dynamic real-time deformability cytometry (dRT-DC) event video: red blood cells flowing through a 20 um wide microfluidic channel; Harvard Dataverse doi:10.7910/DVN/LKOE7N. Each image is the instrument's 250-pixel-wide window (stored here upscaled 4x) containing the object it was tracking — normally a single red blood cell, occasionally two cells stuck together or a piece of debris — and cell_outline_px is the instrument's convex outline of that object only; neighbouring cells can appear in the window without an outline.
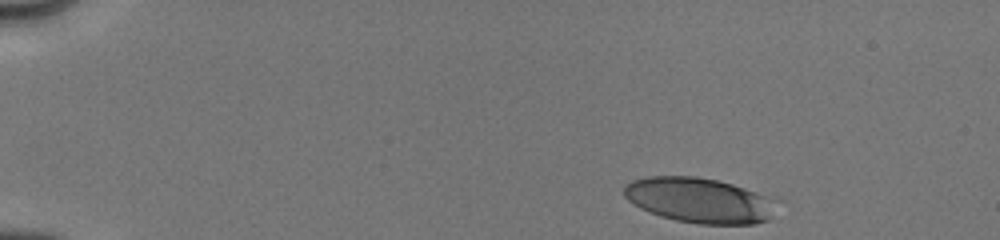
{"species": "human", "species_latin": "Homo sapiens", "temperature_condition": "cold", "stored_images_in_passage": 4, "camera_frame_rate_fps": 3000, "um_per_image_px": 0.085, "donor": {"sex": "male"}, "frame": {"image": 1, "passage_image": 1, "time_ms": 0.0, "image_size_px": [1000, 240], "cell_outline_px": [[768, 220], [756, 224], [700, 224], [676, 220], [660, 216], [640, 208], [628, 200], [624, 196], [624, 184], [632, 180], [644, 176], [696, 176], [716, 180], [732, 184], [744, 188], [764, 196]], "centroid_in_image_um": [59.22, 17.01], "position_along_channel_um": 25.8, "area_um2": 38.9}}